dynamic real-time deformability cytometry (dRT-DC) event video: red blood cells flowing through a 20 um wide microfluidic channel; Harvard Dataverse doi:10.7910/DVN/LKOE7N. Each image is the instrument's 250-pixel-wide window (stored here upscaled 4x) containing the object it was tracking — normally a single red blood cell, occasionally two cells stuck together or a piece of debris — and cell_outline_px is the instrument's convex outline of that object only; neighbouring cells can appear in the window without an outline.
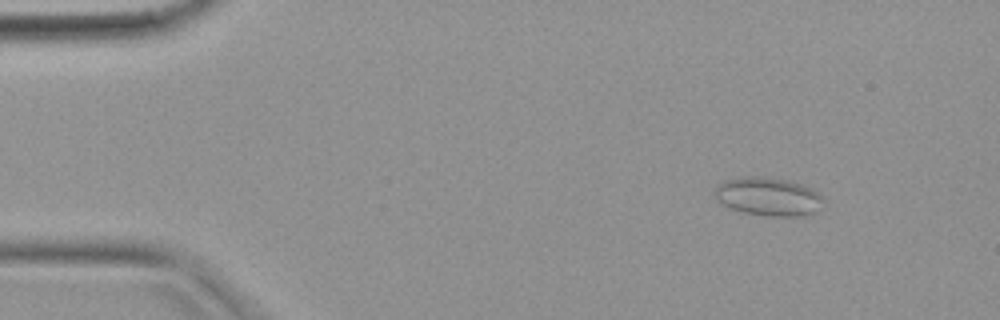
{"species": "common noctule bat (a hibernating species)", "species_latin": "Nyctalus noctula", "temperature_condition": "warm", "stored_images_in_passage": 40, "camera_frame_rate_fps": 3000, "um_per_image_px": 0.085, "animal": {"sex": "female", "body_mass_g": 19.9}, "frame": {"image": 1, "passage_image": 5, "time_ms": 1.333, "image_size_px": [1000, 320], "cell_outline_px": [[824, 200], [816, 212], [804, 216], [764, 216], [744, 212], [728, 208], [720, 204], [716, 200], [716, 184], [724, 180], [740, 176], [756, 176], [788, 180], [812, 188], [824, 196]], "centroid_in_image_um": [65.29, 16.71], "position_along_channel_um": 19.7, "area_um2": 24.68}}
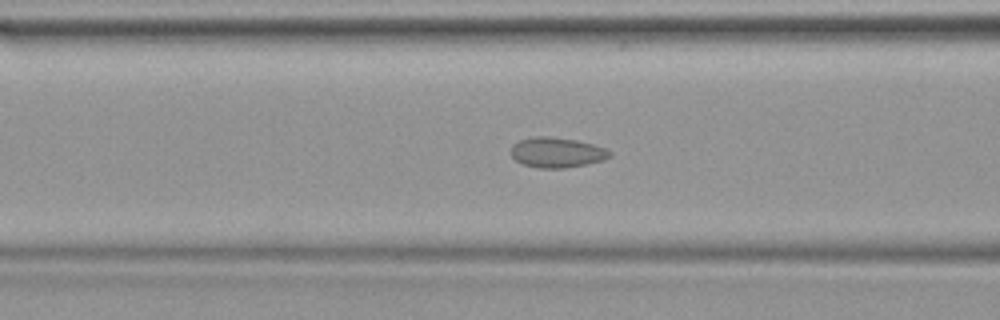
{"frame": {"image": 2, "passage_image": 16, "time_ms": 5.0, "image_size_px": [1000, 320], "cell_outline_px": [[612, 156], [604, 160], [564, 168], [536, 168], [524, 164], [516, 160], [508, 152], [512, 144], [520, 140], [532, 136], [552, 136], [576, 140], [592, 144], [604, 148], [612, 152]], "centroid_in_image_um": [47.29, 12.95], "position_along_channel_um": 119.3, "area_um2": 17.51}}
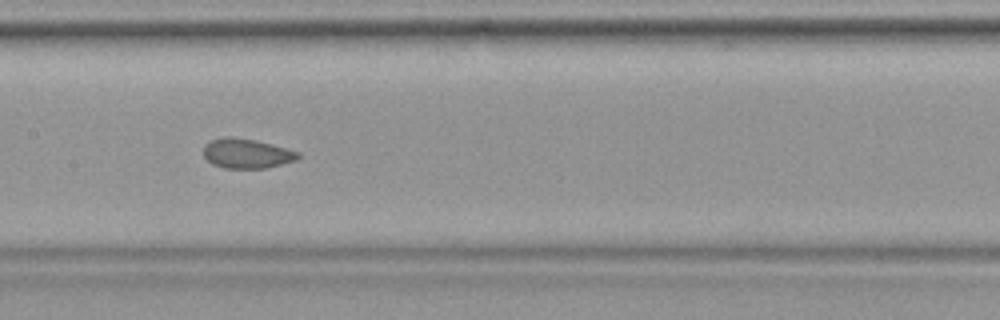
{"frame": {"image": 3, "passage_image": 20, "time_ms": 6.333, "image_size_px": [1000, 320], "cell_outline_px": [[300, 156], [296, 160], [264, 168], [224, 168], [212, 164], [204, 156], [204, 144], [208, 140], [224, 136], [232, 136], [256, 140], [272, 144], [300, 152]], "centroid_in_image_um": [20.93, 13.02], "position_along_channel_um": 186.5, "area_um2": 16.47}}